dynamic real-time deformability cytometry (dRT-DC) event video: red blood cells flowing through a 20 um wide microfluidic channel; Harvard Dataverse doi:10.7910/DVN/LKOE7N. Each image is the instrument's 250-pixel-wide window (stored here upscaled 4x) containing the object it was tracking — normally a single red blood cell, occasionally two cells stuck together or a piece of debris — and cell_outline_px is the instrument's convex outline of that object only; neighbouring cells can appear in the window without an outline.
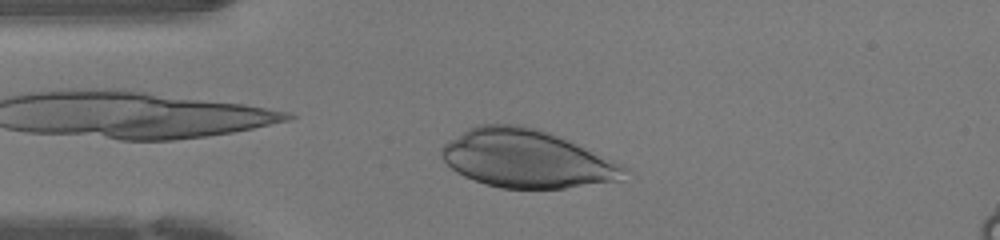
{"species": "human", "species_latin": "Homo sapiens", "temperature_condition": "warm", "stored_images_in_passage": 37, "camera_frame_rate_fps": 3000, "um_per_image_px": 0.085, "donor": {"sex": "female"}, "frame": {"image": 1, "passage_image": 5, "time_ms": 1.333, "image_size_px": [1000, 240], "cell_outline_px": [[628, 168], [620, 180], [564, 188], [500, 188], [484, 184], [464, 176], [456, 172], [444, 160], [440, 152], [440, 148], [444, 144], [468, 128], [476, 124], [524, 124], [552, 132], [612, 160]], "centroid_in_image_um": [44.72, 13.47], "position_along_channel_um": 40.3, "area_um2": 61.67}}
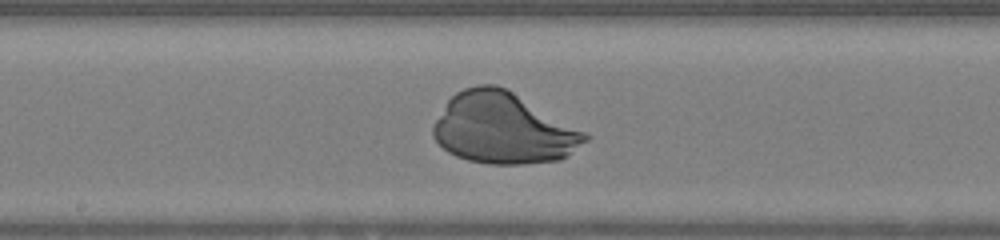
{"frame": {"image": 2, "passage_image": 18, "time_ms": 5.667, "image_size_px": [1000, 240], "cell_outline_px": [[592, 136], [588, 140], [560, 160], [524, 164], [488, 164], [468, 160], [456, 156], [448, 152], [432, 136], [432, 124], [448, 100], [456, 92], [464, 88], [480, 84], [496, 84], [512, 92]], "centroid_in_image_um": [42.74, 10.92], "position_along_channel_um": 205.5, "area_um2": 62.37}}
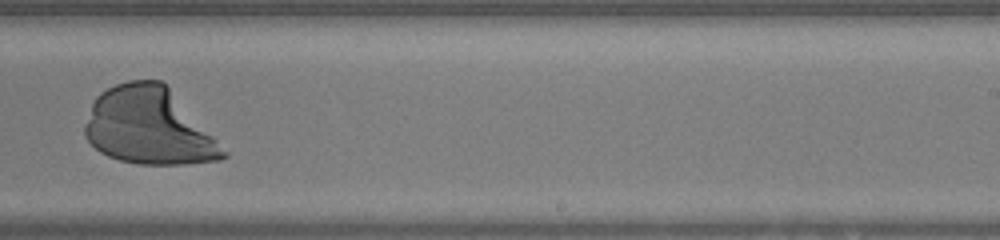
{"frame": {"image": 3, "passage_image": 23, "time_ms": 7.333, "image_size_px": [1000, 240], "cell_outline_px": [[228, 156], [220, 160], [184, 164], [140, 164], [120, 160], [108, 156], [100, 152], [84, 136], [84, 128], [92, 104], [96, 96], [100, 92], [116, 84], [128, 80], [160, 80], [168, 88], [228, 152]], "centroid_in_image_um": [12.63, 10.76], "position_along_channel_um": 276.4, "area_um2": 61.09}}